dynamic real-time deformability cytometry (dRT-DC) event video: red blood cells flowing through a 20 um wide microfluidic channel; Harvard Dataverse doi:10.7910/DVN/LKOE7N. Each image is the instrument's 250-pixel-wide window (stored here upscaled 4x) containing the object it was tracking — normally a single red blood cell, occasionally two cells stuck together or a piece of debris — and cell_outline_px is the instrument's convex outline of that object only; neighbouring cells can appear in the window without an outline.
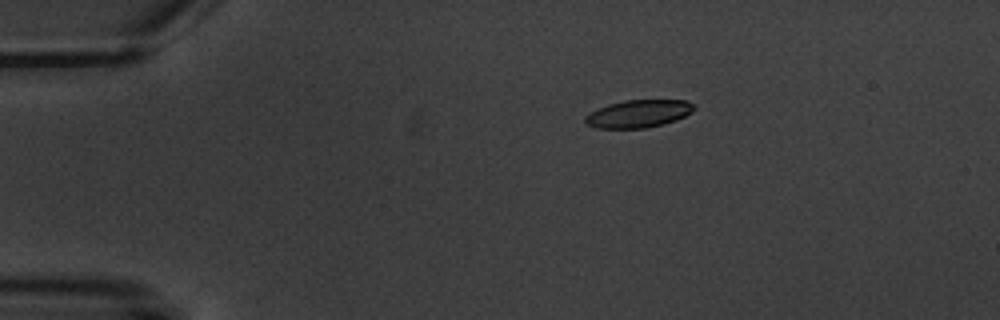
{"species": "common noctule bat (a hibernating species)", "species_latin": "Nyctalus noctula", "temperature_condition": "warm", "stored_images_in_passage": 7, "camera_frame_rate_fps": 3000, "um_per_image_px": 0.085, "animal": {"sex": "male", "body_mass_g": 20.1, "forearm_length_mm": 53.5}, "frame": {"image": 1, "passage_image": 4, "time_ms": 3.667, "image_size_px": [1000, 320], "cell_outline_px": [[696, 108], [692, 112], [676, 120], [664, 124], [644, 128], [596, 128], [584, 124], [584, 116], [608, 104], [624, 100], [688, 100], [696, 104]], "centroid_in_image_um": [54.29, 9.66], "position_along_channel_um": 30.7, "area_um2": 17.69}}